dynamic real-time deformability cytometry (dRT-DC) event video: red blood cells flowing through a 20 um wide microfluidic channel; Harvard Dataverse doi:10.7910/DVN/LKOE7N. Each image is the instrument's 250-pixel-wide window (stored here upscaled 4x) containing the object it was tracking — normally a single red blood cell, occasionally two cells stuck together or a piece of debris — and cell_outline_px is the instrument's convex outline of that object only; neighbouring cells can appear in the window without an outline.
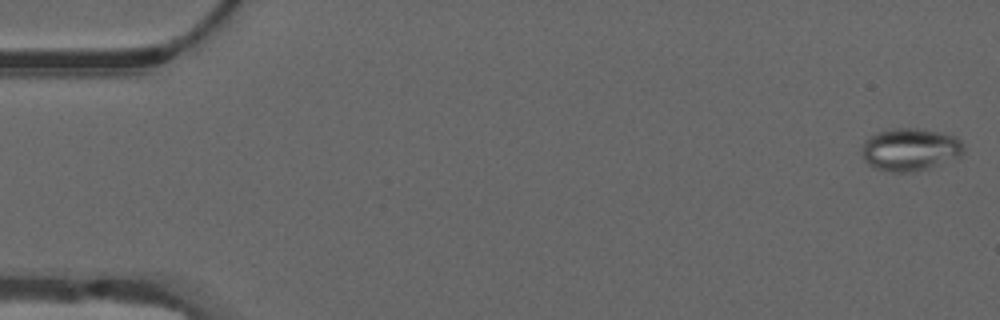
{"species": "common noctule bat (a hibernating species)", "species_latin": "Nyctalus noctula", "temperature_condition": "warm", "stored_images_in_passage": 51, "camera_frame_rate_fps": 3000, "um_per_image_px": 0.085, "animal": {"sex": "male", "forearm_length_mm": 52.5}, "frame": {"image": 1, "passage_image": 1, "time_ms": 0.0, "image_size_px": [1000, 320], "cell_outline_px": [[964, 152], [960, 156], [928, 168], [916, 172], [892, 172], [876, 168], [868, 164], [864, 160], [860, 152], [864, 140], [868, 136], [876, 132], [892, 128], [924, 128], [956, 136], [964, 144]], "centroid_in_image_um": [77.34, 12.69], "position_along_channel_um": 7.7, "area_um2": 25.72}}
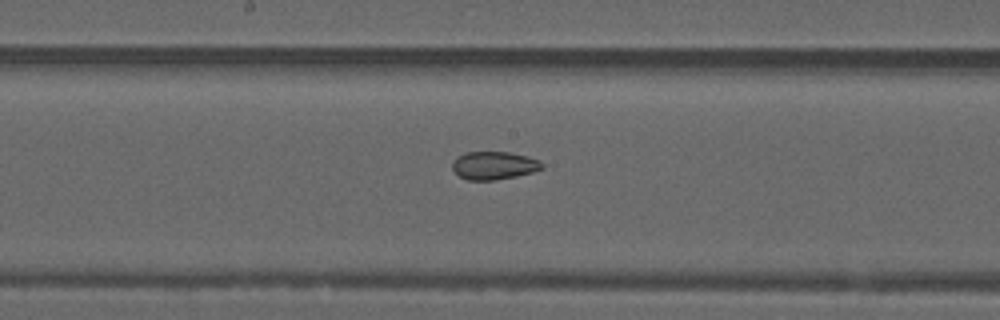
{"frame": {"image": 2, "passage_image": 28, "time_ms": 9.0, "image_size_px": [1000, 320], "cell_outline_px": [[544, 168], [532, 172], [516, 176], [492, 180], [468, 180], [460, 176], [452, 168], [452, 164], [456, 156], [464, 152], [508, 152], [528, 156], [540, 160], [544, 164]], "centroid_in_image_um": [42.0, 14.05], "position_along_channel_um": 206.2, "area_um2": 14.68}}
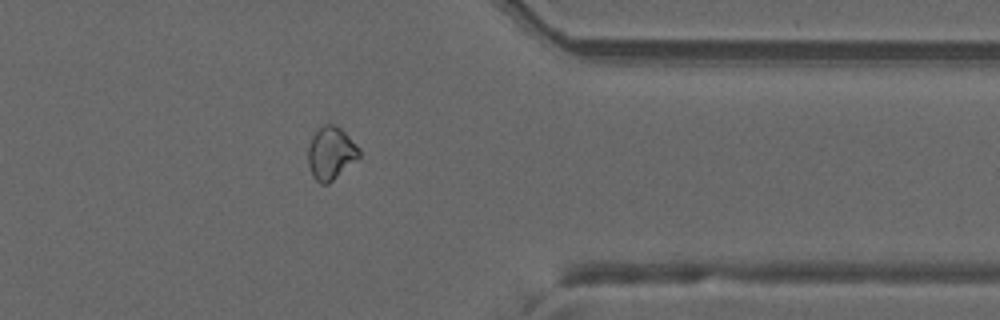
{"frame": {"image": 3, "passage_image": 43, "time_ms": 14.0, "image_size_px": [1000, 320], "cell_outline_px": [[360, 156], [356, 160], [328, 184], [320, 184], [312, 176], [308, 164], [308, 148], [312, 136], [328, 120], [340, 128], [360, 148]], "centroid_in_image_um": [28.11, 13.01], "position_along_channel_um": 383.3, "area_um2": 15.72}}